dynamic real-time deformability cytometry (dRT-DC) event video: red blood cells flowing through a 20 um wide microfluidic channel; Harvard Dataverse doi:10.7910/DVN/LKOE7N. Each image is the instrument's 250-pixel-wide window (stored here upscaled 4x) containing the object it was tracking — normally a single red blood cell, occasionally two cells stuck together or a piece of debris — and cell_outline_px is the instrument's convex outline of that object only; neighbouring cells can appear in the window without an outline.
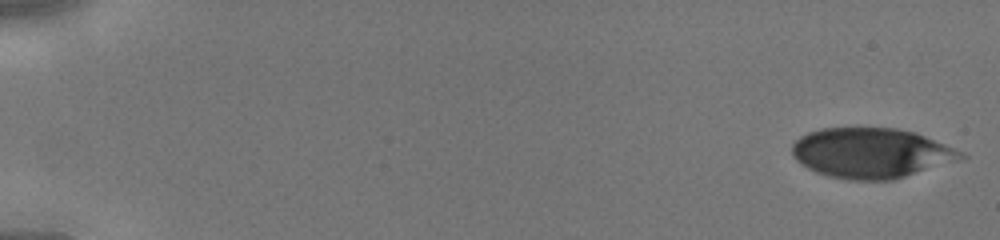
{"species": "human", "species_latin": "Homo sapiens", "temperature_condition": "cold", "stored_images_in_passage": 44, "camera_frame_rate_fps": 3000, "um_per_image_px": 0.085, "donor": {"sex": "male"}, "frame": {"image": 1, "passage_image": 1, "time_ms": 0.0, "image_size_px": [1000, 240], "cell_outline_px": [[968, 156], [964, 160], [892, 180], [848, 180], [828, 176], [816, 172], [808, 168], [796, 160], [792, 156], [792, 144], [800, 136], [808, 132], [820, 128], [896, 128], [916, 132], [964, 152]], "centroid_in_image_um": [74.09, 13.01], "position_along_channel_um": 10.9, "area_um2": 49.77}}
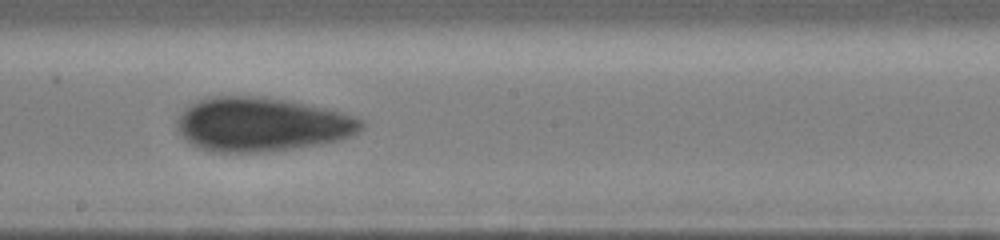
{"frame": {"image": 2, "passage_image": 26, "time_ms": 8.333, "image_size_px": [1000, 240], "cell_outline_px": [[364, 124], [360, 132], [352, 136], [320, 144], [268, 152], [212, 152], [200, 148], [192, 144], [180, 136], [176, 128], [176, 120], [184, 108], [188, 104], [212, 96], [264, 96], [292, 100], [328, 108], [364, 120]], "centroid_in_image_um": [22.22, 10.56], "position_along_channel_um": 226.0, "area_um2": 58.72}}
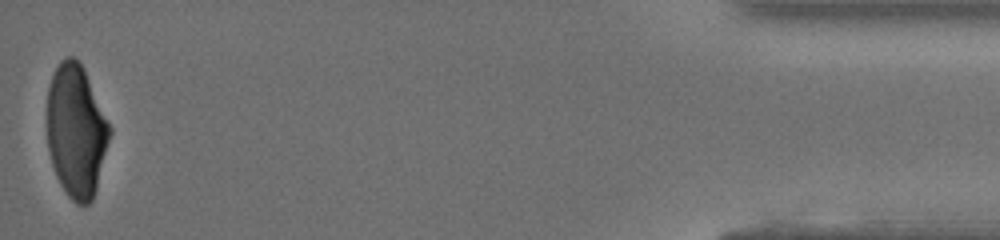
{"frame": {"image": 3, "passage_image": 44, "time_ms": 14.333, "image_size_px": [1000, 240], "cell_outline_px": [[112, 132], [96, 188], [92, 200], [88, 204], [76, 204], [68, 196], [60, 184], [56, 176], [52, 164], [48, 148], [48, 88], [52, 76], [60, 60], [68, 56], [72, 56], [84, 68], [112, 128]], "centroid_in_image_um": [6.49, 11.13], "position_along_channel_um": 428.7, "area_um2": 48.32}}